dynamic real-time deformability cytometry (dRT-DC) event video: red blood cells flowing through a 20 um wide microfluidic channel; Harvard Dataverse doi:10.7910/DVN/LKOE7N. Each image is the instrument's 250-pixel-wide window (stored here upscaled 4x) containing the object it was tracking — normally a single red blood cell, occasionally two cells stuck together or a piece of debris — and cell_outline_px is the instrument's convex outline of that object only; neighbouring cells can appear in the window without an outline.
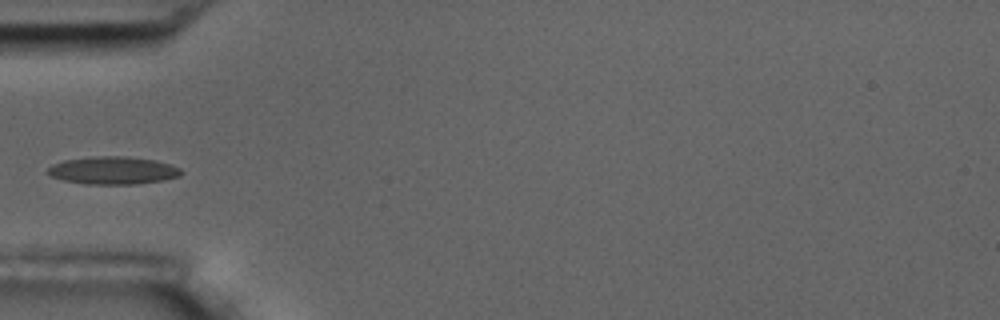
{"species": "common noctule bat (a hibernating species)", "species_latin": "Nyctalus noctula", "temperature_condition": "room temperature", "stored_images_in_passage": 5, "camera_frame_rate_fps": 3000, "um_per_image_px": 0.085, "animal": {"sex": "male", "body_mass_g": 17.5, "forearm_length_mm": 52.3}, "frame": {"image": 1, "passage_image": 5, "time_ms": 4.667, "image_size_px": [1000, 320], "cell_outline_px": [[184, 172], [180, 176], [164, 180], [136, 184], [84, 184], [64, 180], [52, 176], [44, 172], [52, 164], [64, 160], [92, 156], [124, 156], [156, 160], [180, 168]], "centroid_in_image_um": [9.59, 14.48], "position_along_channel_um": 75.4, "area_um2": 21.68}}